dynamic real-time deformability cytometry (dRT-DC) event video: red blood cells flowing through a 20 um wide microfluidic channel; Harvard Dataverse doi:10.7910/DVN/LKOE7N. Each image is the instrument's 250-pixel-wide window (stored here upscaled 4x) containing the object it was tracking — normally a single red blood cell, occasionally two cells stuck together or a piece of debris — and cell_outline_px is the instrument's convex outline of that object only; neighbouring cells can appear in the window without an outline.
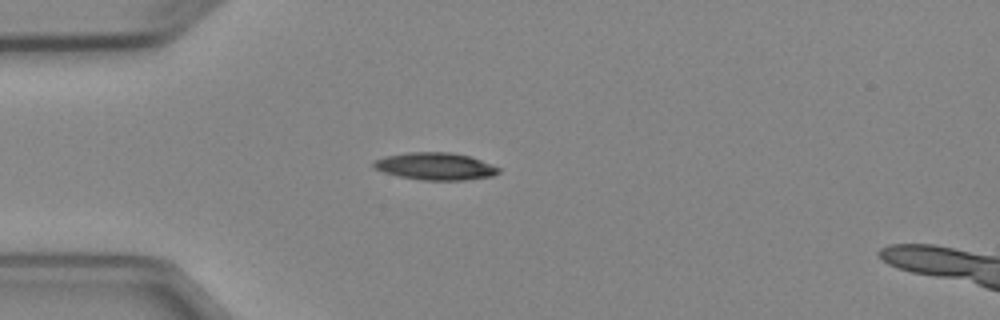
{"species": "Egyptian fruit bat (a non-hibernating species)", "species_latin": "Rousettus aegyptiacus", "temperature_condition": "cold", "stored_images_in_passage": 2, "camera_frame_rate_fps": 3000, "um_per_image_px": 0.085, "animal": {"sex": "female"}, "frame": {"image": 1, "passage_image": 2, "time_ms": 1.333, "image_size_px": [1000, 320], "cell_outline_px": [[500, 172], [492, 176], [464, 180], [424, 180], [400, 176], [384, 172], [372, 168], [372, 160], [384, 156], [408, 152], [452, 152], [468, 156], [480, 160], [500, 168]], "centroid_in_image_um": [36.96, 14.13], "position_along_channel_um": 48.0, "area_um2": 19.88}}